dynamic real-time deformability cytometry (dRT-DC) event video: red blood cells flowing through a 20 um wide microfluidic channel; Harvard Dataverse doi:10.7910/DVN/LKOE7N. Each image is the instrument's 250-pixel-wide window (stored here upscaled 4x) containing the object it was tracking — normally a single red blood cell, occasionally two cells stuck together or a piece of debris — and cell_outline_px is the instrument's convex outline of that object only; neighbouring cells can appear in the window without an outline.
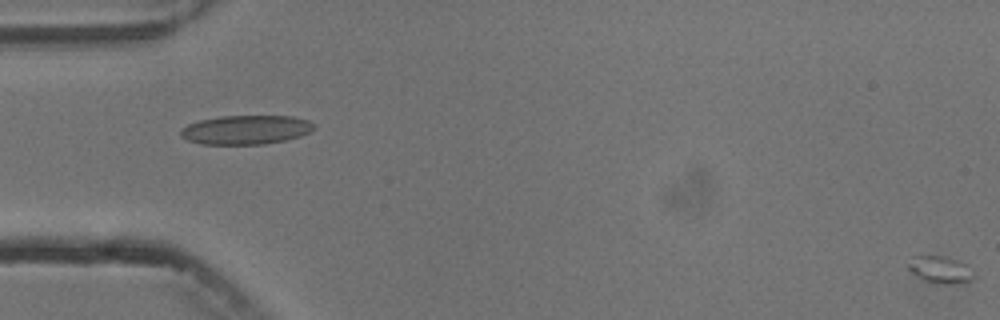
{"species": "common noctule bat (a hibernating species)", "species_latin": "Nyctalus noctula", "temperature_condition": "cold", "stored_images_in_passage": 3, "segment_of_instrument_passage": [2, 2], "camera_frame_rate_fps": 3000, "um_per_image_px": 0.085, "animal": {"sex": "male", "body_mass_g": 13.3}, "frame": {"image": 1, "passage_image": 3, "time_ms": 2.333, "image_size_px": [1000, 320], "cell_outline_px": [[972, 276], [968, 280], [960, 284], [940, 284], [924, 280], [912, 272], [904, 264], [912, 256], [940, 256], [956, 260], [964, 264]], "centroid_in_image_um": [79.8, 22.92], "position_along_channel_um": 5.2, "area_um2": 10.0}}